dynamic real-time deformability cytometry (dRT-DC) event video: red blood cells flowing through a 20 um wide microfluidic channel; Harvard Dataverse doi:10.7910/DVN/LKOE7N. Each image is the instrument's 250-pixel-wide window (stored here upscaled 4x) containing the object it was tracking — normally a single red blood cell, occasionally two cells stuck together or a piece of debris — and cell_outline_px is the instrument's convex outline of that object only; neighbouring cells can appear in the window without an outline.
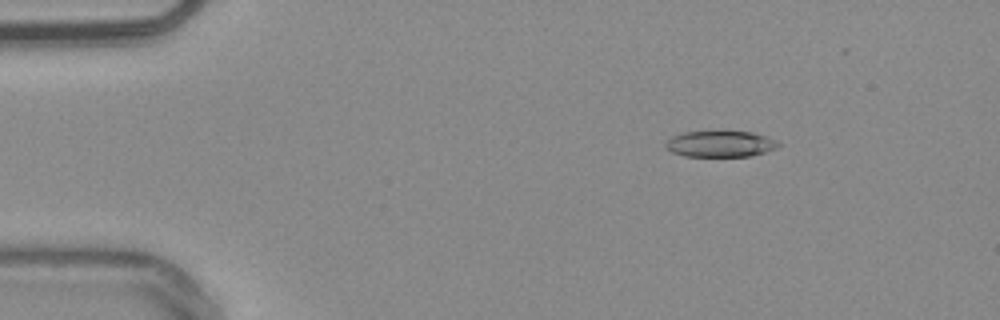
{"species": "common noctule bat (a hibernating species)", "species_latin": "Nyctalus noctula", "temperature_condition": "warm", "stored_images_in_passage": 46, "camera_frame_rate_fps": 3000, "um_per_image_px": 0.085, "animal": {"sex": "male", "body_mass_g": 20.4}, "frame": {"image": 1, "passage_image": 1, "time_ms": 0.0, "image_size_px": [1000, 320], "cell_outline_px": [[784, 144], [776, 148], [764, 152], [748, 156], [684, 156], [672, 152], [664, 144], [672, 136], [684, 132], [752, 132], [776, 140]], "centroid_in_image_um": [61.24, 12.24], "position_along_channel_um": 23.8, "area_um2": 16.94}}
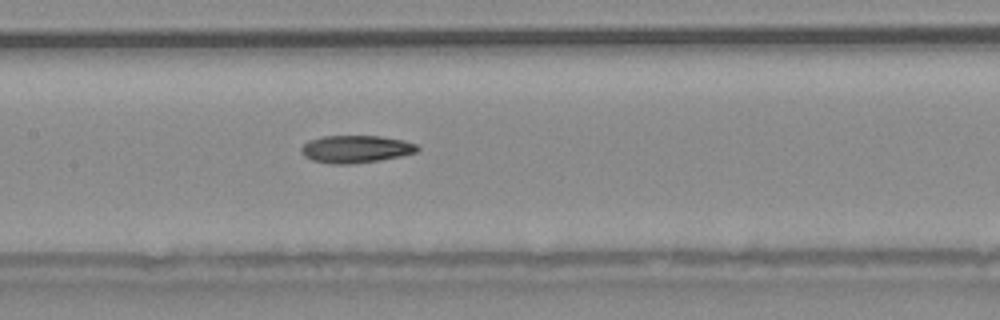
{"frame": {"image": 2, "passage_image": 19, "time_ms": 6.0, "image_size_px": [1000, 320], "cell_outline_px": [[420, 148], [416, 152], [400, 156], [380, 160], [352, 164], [328, 164], [312, 160], [304, 156], [300, 152], [300, 148], [308, 140], [324, 136], [380, 136], [404, 140], [416, 144]], "centroid_in_image_um": [30.22, 12.67], "position_along_channel_um": 177.2, "area_um2": 18.73}}
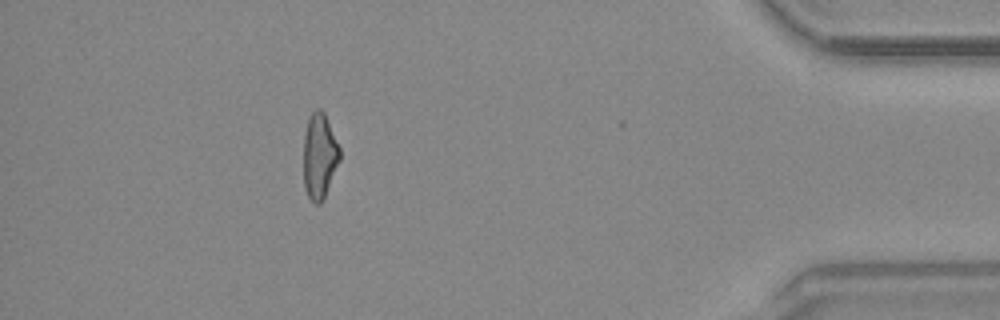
{"frame": {"image": 3, "passage_image": 41, "time_ms": 13.333, "image_size_px": [1000, 320], "cell_outline_px": [[340, 160], [324, 200], [320, 204], [316, 204], [308, 196], [304, 188], [304, 132], [308, 116], [316, 108], [320, 108], [324, 112], [340, 148]], "centroid_in_image_um": [27.15, 13.26], "position_along_channel_um": 408.0, "area_um2": 18.26}, "authors_computed_cell_mechanics": {"area_um2": 18.6116, "velocity_mm_per_s": 3.8458, "shape_relaxation_time_tau1_ms": 6.9202, "shape_relaxation_time_tau2_ms": 7.5957, "deformation_change_tau1": 0.1944, "deformation_change_tau2": 0.1902}}